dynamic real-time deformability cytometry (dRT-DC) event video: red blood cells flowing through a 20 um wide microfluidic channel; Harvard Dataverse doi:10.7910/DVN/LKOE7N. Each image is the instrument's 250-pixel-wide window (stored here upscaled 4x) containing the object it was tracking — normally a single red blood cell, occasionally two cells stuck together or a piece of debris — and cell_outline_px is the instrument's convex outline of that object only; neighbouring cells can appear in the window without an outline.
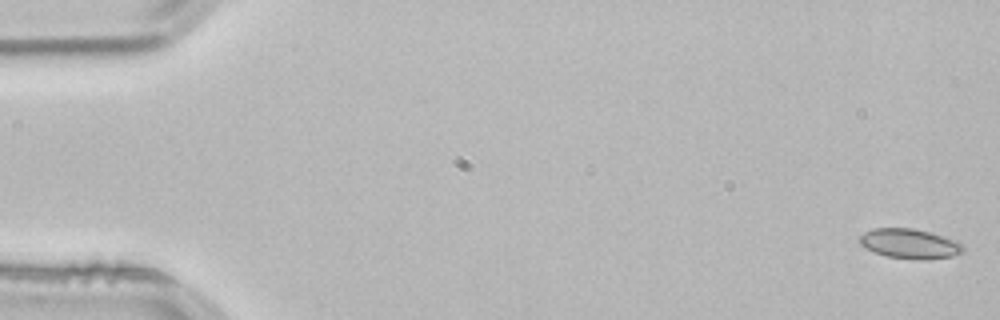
{"species": "common noctule bat (a hibernating species)", "species_latin": "Nyctalus noctula", "temperature_condition": "room temperature", "stored_images_in_passage": 53, "camera_frame_rate_fps": 3000, "um_per_image_px": 0.085, "animal": {"sex": "male", "body_mass_g": 21.5, "forearm_length_mm": 52.0}, "frame": {"image": 1, "passage_image": 1, "time_ms": 0.0, "image_size_px": [1000, 320], "cell_outline_px": [[964, 252], [952, 256], [888, 256], [876, 252], [860, 244], [860, 236], [864, 232], [872, 228], [912, 228], [928, 232], [956, 240], [964, 244]], "centroid_in_image_um": [77.31, 20.64], "position_along_channel_um": 7.7, "area_um2": 16.82}}
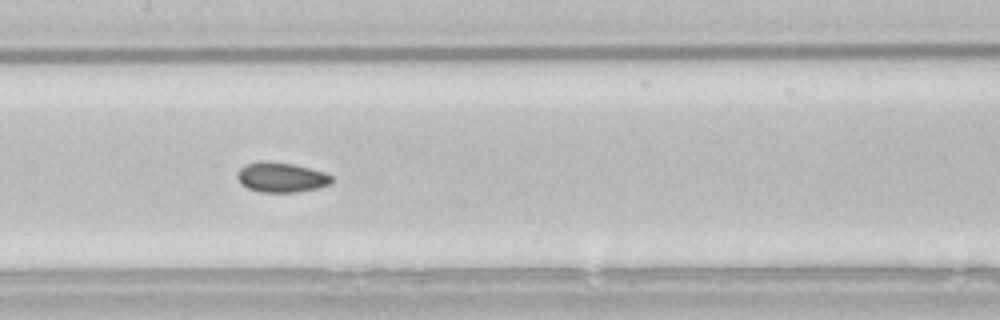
{"frame": {"image": 2, "passage_image": 26, "time_ms": 8.333, "image_size_px": [1000, 320], "cell_outline_px": [[332, 184], [320, 188], [296, 192], [260, 192], [248, 188], [240, 184], [236, 176], [240, 168], [244, 164], [260, 160], [268, 160], [292, 164], [324, 172], [332, 176]], "centroid_in_image_um": [23.89, 15.07], "position_along_channel_um": 183.5, "area_um2": 16.7}}
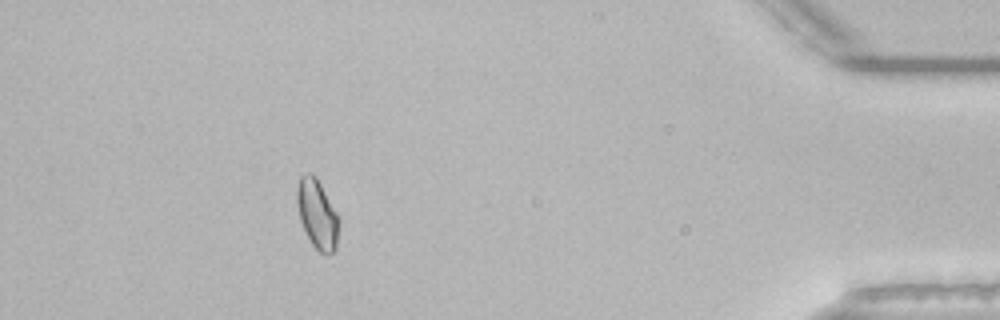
{"frame": {"image": 3, "passage_image": 48, "time_ms": 15.667, "image_size_px": [1000, 320], "cell_outline_px": [[340, 220], [336, 248], [328, 256], [324, 256], [312, 244], [300, 220], [296, 200], [296, 188], [300, 176], [308, 172], [312, 172], [316, 176], [336, 212]], "centroid_in_image_um": [26.96, 18.19], "position_along_channel_um": 408.2, "area_um2": 16.99}, "authors_computed_cell_mechanics": {"area_um2": 16.5886, "velocity_mm_per_s": 3.8265, "shape_relaxation_time_tau1_ms": 10.462, "shape_relaxation_time_tau2_ms": 2.4812, "deformation_change_tau1": 0.1081, "deformation_change_tau2": 0.0534}}